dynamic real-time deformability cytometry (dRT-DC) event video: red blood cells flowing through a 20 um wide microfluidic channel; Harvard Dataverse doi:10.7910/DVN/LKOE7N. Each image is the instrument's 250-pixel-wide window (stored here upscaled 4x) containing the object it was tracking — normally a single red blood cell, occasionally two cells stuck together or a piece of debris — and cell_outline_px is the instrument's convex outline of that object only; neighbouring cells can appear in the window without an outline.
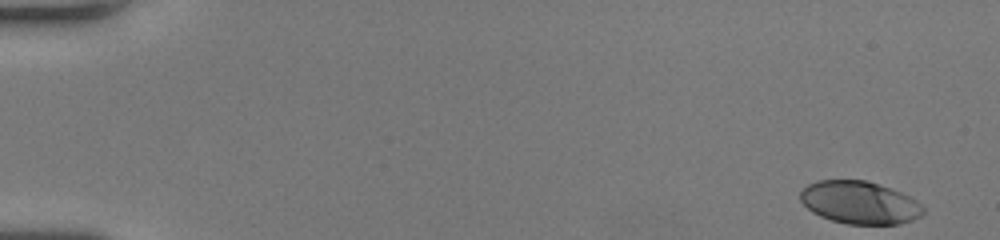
{"species": "human", "species_latin": "Homo sapiens", "temperature_condition": "room temperature", "stored_images_in_passage": 51, "camera_frame_rate_fps": 3000, "um_per_image_px": 0.085, "donor": {"sex": "female"}, "frame": {"image": 1, "passage_image": 1, "time_ms": 0.0, "image_size_px": [1000, 240], "cell_outline_px": [[924, 212], [920, 216], [912, 220], [900, 224], [848, 224], [832, 220], [820, 216], [812, 212], [800, 200], [800, 192], [808, 184], [816, 180], [864, 180], [900, 192], [908, 196], [920, 204], [924, 208]], "centroid_in_image_um": [73.04, 17.22], "position_along_channel_um": 12.0, "area_um2": 30.29}}
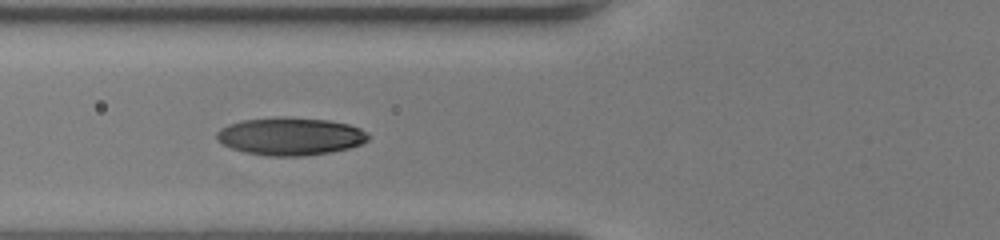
{"frame": {"image": 2, "passage_image": 20, "time_ms": 6.333, "image_size_px": [1000, 240], "cell_outline_px": [[368, 140], [360, 144], [348, 148], [332, 152], [304, 156], [268, 156], [244, 152], [232, 148], [216, 140], [216, 132], [220, 128], [228, 124], [240, 120], [284, 116], [328, 120], [348, 124], [360, 128], [368, 132]], "centroid_in_image_um": [24.66, 11.58], "position_along_channel_um": 101.1, "area_um2": 33.58}}
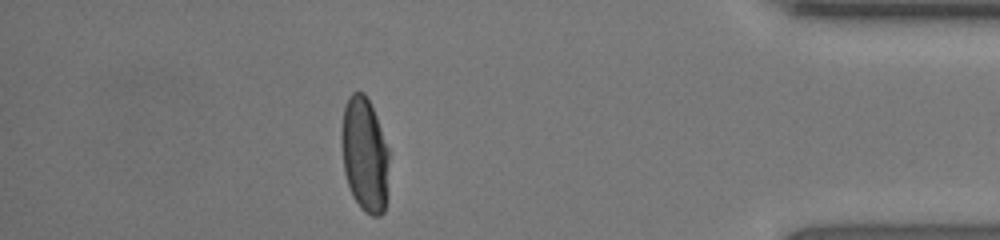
{"frame": {"image": 3, "passage_image": 45, "time_ms": 14.667, "image_size_px": [1000, 240], "cell_outline_px": [[388, 160], [384, 212], [380, 216], [372, 216], [364, 212], [360, 208], [352, 196], [344, 172], [340, 140], [340, 128], [344, 108], [348, 96], [352, 92], [364, 92], [376, 116], [388, 148]], "centroid_in_image_um": [30.95, 13.13], "position_along_channel_um": 404.2, "area_um2": 31.79}, "authors_computed_cell_mechanics": {"area_um2": 31.9634, "velocity_mm_per_s": 4.0949, "shape_relaxation_time_tau1_ms": 4.8877, "shape_relaxation_time_tau2_ms": null, "deformation_change_tau1": 0.2083, "deformation_change_tau2": null}}